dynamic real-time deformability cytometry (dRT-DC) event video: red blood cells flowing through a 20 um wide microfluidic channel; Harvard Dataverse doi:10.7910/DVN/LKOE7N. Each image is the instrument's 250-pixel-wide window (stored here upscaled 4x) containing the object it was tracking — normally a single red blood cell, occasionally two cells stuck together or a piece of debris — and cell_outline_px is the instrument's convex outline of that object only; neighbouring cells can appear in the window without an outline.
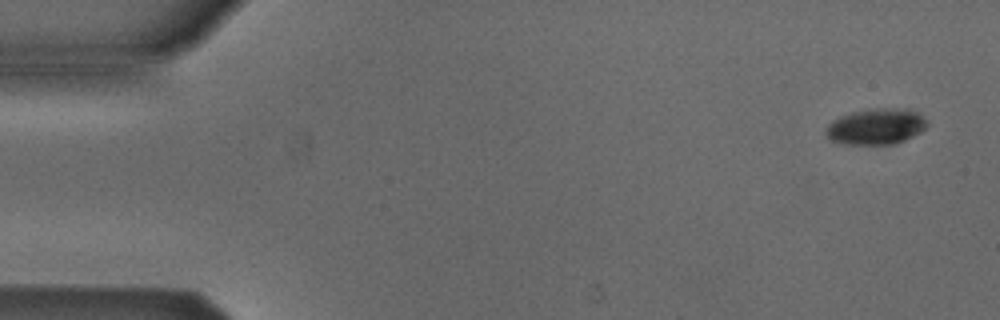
{"species": "Egyptian fruit bat (a non-hibernating species)", "species_latin": "Rousettus aegyptiacus", "temperature_condition": "cold", "stored_images_in_passage": 5, "segment_of_instrument_passage": [2, 2], "camera_frame_rate_fps": 3000, "um_per_image_px": 0.085, "animal": {"sex": "male"}, "frame": {"image": 1, "passage_image": 5, "time_ms": 1.333, "image_size_px": [1000, 320], "cell_outline_px": [[928, 124], [920, 132], [904, 140], [892, 144], [844, 144], [832, 140], [828, 136], [828, 124], [832, 120], [840, 116], [852, 112], [876, 108], [908, 108], [916, 112]], "centroid_in_image_um": [74.47, 10.74], "position_along_channel_um": 10.5, "area_um2": 20.81}}